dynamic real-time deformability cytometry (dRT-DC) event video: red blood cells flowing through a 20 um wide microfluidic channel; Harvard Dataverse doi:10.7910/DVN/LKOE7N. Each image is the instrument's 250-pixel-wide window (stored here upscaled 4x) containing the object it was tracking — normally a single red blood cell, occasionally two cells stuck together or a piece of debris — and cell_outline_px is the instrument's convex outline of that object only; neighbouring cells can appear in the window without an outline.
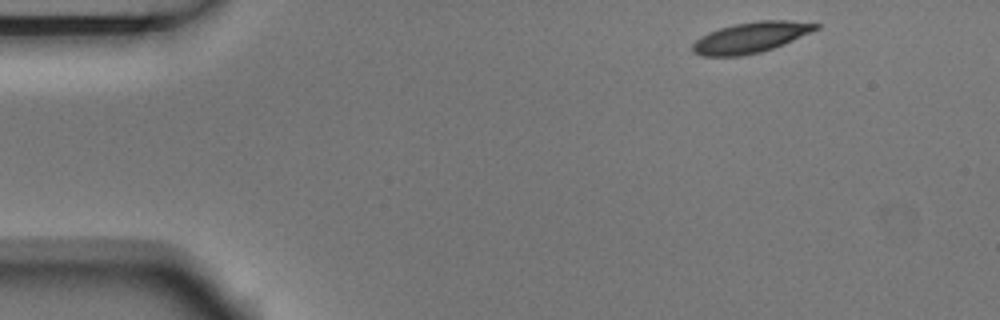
{"species": "Egyptian fruit bat (a non-hibernating species)", "species_latin": "Rousettus aegyptiacus", "temperature_condition": "room temperature", "stored_images_in_passage": 4, "camera_frame_rate_fps": 3000, "um_per_image_px": 0.085, "animal": {"sex": "male"}, "frame": {"image": 1, "passage_image": 1, "time_ms": 0.0, "image_size_px": [1000, 320], "cell_outline_px": [[820, 28], [784, 44], [760, 52], [740, 56], [704, 56], [692, 52], [692, 44], [700, 36], [708, 32], [732, 24], [760, 20], [788, 20], [820, 24]], "centroid_in_image_um": [63.8, 3.18], "position_along_channel_um": 21.2, "area_um2": 22.02}}
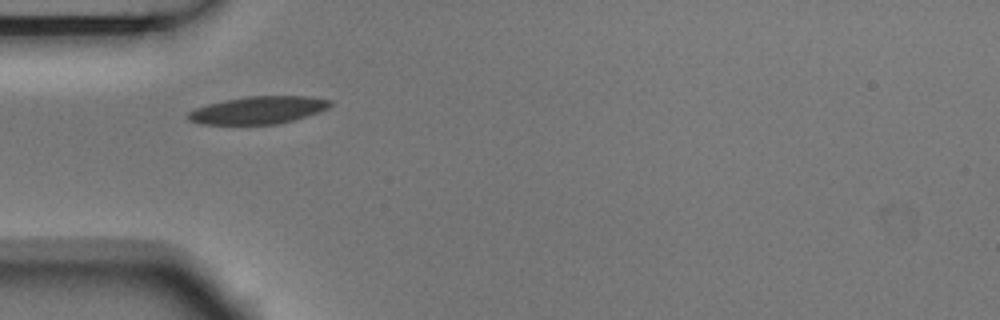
{"frame": {"image": 2, "passage_image": 3, "time_ms": 0.667, "image_size_px": [1000, 320], "cell_outline_px": [[332, 104], [328, 108], [320, 112], [292, 120], [276, 124], [200, 124], [188, 120], [184, 116], [188, 112], [196, 108], [208, 104], [224, 100], [248, 96], [304, 96], [332, 100]], "centroid_in_image_um": [21.92, 9.36], "position_along_channel_um": 63.1, "area_um2": 22.77}}
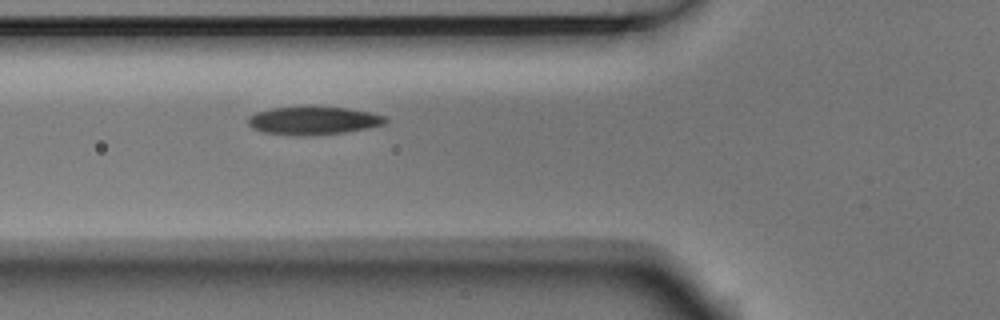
{"frame": {"image": 3, "passage_image": 4, "time_ms": 1.0, "image_size_px": [1000, 320], "cell_outline_px": [[388, 120], [384, 124], [368, 128], [344, 132], [260, 132], [252, 128], [248, 124], [248, 116], [256, 112], [272, 108], [348, 108], [372, 112], [384, 116]], "centroid_in_image_um": [26.68, 10.21], "position_along_channel_um": 99.1, "area_um2": 20.92}}